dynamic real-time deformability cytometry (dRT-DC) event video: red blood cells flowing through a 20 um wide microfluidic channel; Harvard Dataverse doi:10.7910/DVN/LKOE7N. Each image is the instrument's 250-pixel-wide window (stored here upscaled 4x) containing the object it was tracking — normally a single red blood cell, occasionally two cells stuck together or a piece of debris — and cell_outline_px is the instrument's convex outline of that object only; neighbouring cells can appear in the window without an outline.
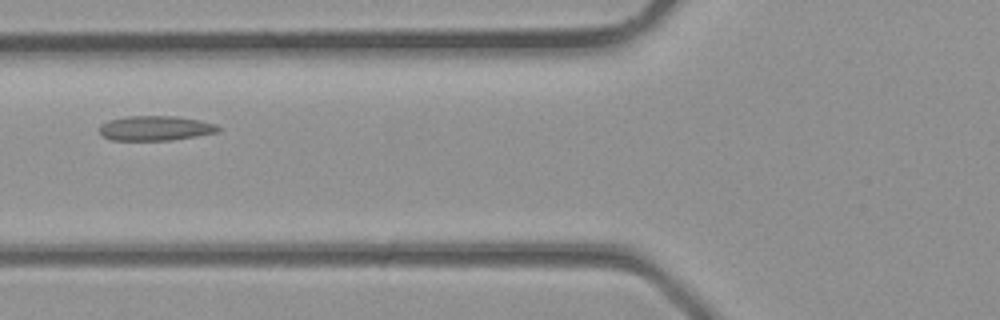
{"species": "common noctule bat (a hibernating species)", "species_latin": "Nyctalus noctula", "temperature_condition": "room temperature", "stored_images_in_passage": 3, "camera_frame_rate_fps": 3000, "um_per_image_px": 0.085, "animal": {"sex": "male", "body_mass_g": 23.1, "forearm_length_mm": 52.7}, "frame": {"image": 1, "passage_image": 3, "time_ms": 0.667, "image_size_px": [1000, 320], "cell_outline_px": [[220, 132], [196, 136], [168, 140], [112, 140], [104, 136], [100, 132], [100, 124], [108, 120], [128, 116], [176, 116], [200, 120], [216, 124], [220, 128]], "centroid_in_image_um": [13.23, 10.89], "position_along_channel_um": 112.6, "area_um2": 17.11}}